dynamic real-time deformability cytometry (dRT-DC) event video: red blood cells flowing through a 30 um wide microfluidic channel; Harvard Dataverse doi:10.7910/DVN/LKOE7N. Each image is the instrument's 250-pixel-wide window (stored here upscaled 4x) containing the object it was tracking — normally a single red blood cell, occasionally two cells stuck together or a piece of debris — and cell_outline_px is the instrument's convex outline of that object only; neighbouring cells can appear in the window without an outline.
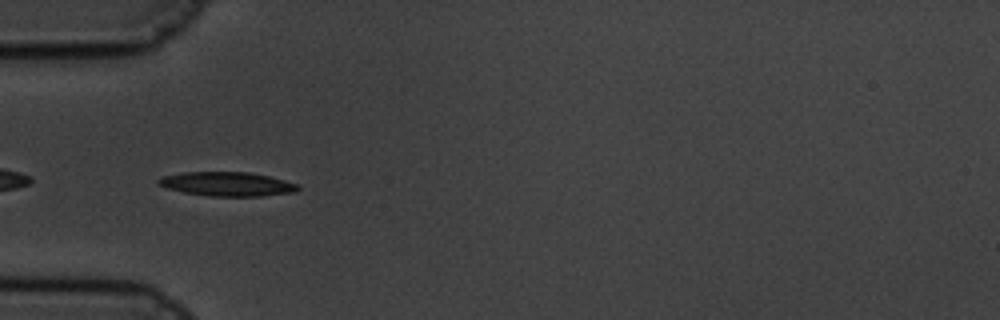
{"species": "common noctule bat (a hibernating species)", "species_latin": "Nyctalus noctula", "temperature_condition": "cold", "stored_images_in_passage": 43, "camera_frame_rate_fps": 3000, "um_per_image_px": 0.085, "animal": {"sex": "male", "body_mass_g": 19.5, "forearm_length_mm": 54.6}, "frame": {"image": 1, "passage_image": 2, "time_ms": 0.333, "image_size_px": [1000, 320], "cell_outline_px": [[300, 188], [296, 192], [260, 196], [208, 196], [184, 192], [168, 188], [156, 184], [156, 180], [164, 176], [184, 172], [248, 172], [268, 176], [300, 184]], "centroid_in_image_um": [19.33, 15.64], "position_along_channel_um": 65.7, "area_um2": 19.59}}
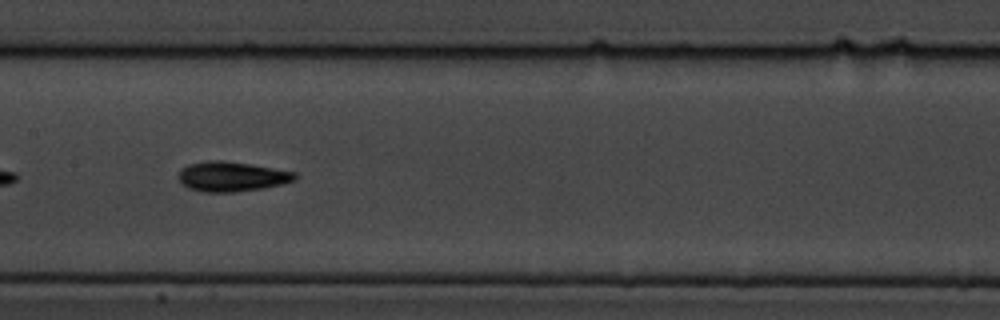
{"frame": {"image": 2, "passage_image": 13, "time_ms": 4.0, "image_size_px": [1000, 320], "cell_outline_px": [[296, 180], [264, 188], [232, 192], [204, 192], [188, 188], [176, 176], [180, 168], [188, 164], [208, 160], [220, 160], [248, 164], [296, 172]], "centroid_in_image_um": [19.65, 15.0], "position_along_channel_um": 187.8, "area_um2": 20.17}}
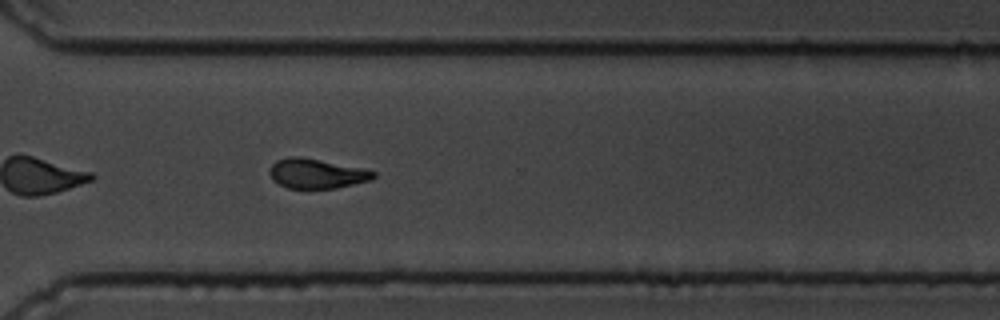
{"frame": {"image": 3, "passage_image": 27, "time_ms": 8.667, "image_size_px": [1000, 320], "cell_outline_px": [[376, 176], [372, 180], [336, 188], [288, 188], [272, 180], [268, 172], [268, 168], [276, 160], [288, 156], [300, 156], [360, 168], [376, 172]], "centroid_in_image_um": [26.86, 14.75], "position_along_channel_um": 343.7, "area_um2": 17.98}, "authors_computed_cell_mechanics": {"area_um2": 18.6116, "velocity_mm_per_s": 3.3513, "shape_relaxation_time_tau1_ms": 2.7621, "shape_relaxation_time_tau2_ms": 2.6666, "deformation_change_tau1": 0.1242, "deformation_change_tau2": 0.096}}